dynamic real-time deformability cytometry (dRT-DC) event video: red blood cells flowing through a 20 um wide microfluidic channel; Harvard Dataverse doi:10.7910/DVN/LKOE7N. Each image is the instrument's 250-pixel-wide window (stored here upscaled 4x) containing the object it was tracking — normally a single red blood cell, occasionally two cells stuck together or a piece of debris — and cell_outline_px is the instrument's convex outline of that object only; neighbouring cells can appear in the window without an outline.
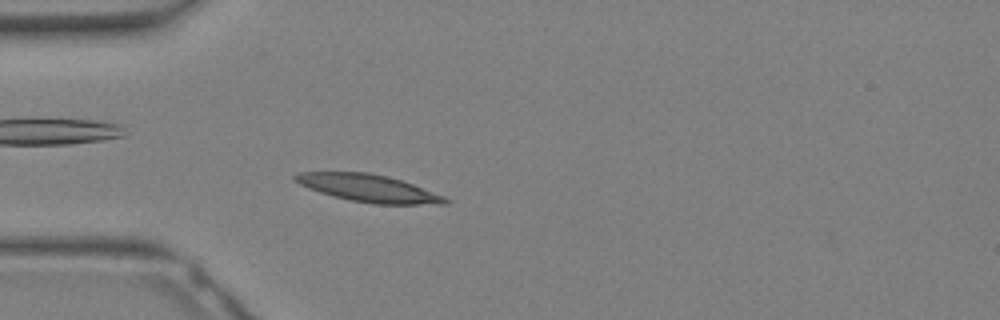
{"species": "Egyptian fruit bat (a non-hibernating species)", "species_latin": "Rousettus aegyptiacus", "temperature_condition": "warm", "stored_images_in_passage": 21, "camera_frame_rate_fps": 3000, "um_per_image_px": 0.085, "animal": {"sex": "female"}, "frame": {"image": 1, "passage_image": 7, "time_ms": 2.0, "image_size_px": [1000, 320], "cell_outline_px": [[452, 200], [448, 204], [376, 204], [352, 200], [332, 196], [308, 188], [292, 180], [292, 176], [300, 172], [368, 172], [400, 180], [412, 184], [444, 196]], "centroid_in_image_um": [31.31, 16.0], "position_along_channel_um": 53.7, "area_um2": 23.76}}
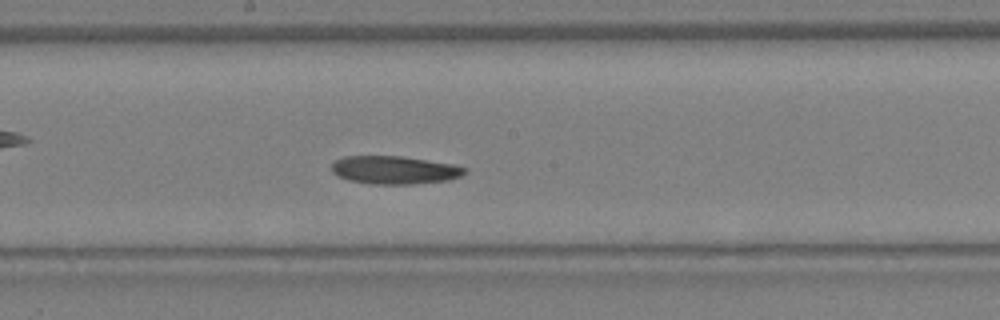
{"frame": {"image": 2, "passage_image": 15, "time_ms": 4.667, "image_size_px": [1000, 320], "cell_outline_px": [[468, 172], [460, 176], [448, 180], [412, 184], [372, 184], [348, 180], [336, 176], [332, 172], [332, 164], [336, 160], [344, 156], [400, 156], [452, 164], [468, 168]], "centroid_in_image_um": [33.52, 14.45], "position_along_channel_um": 214.7, "area_um2": 21.79}}
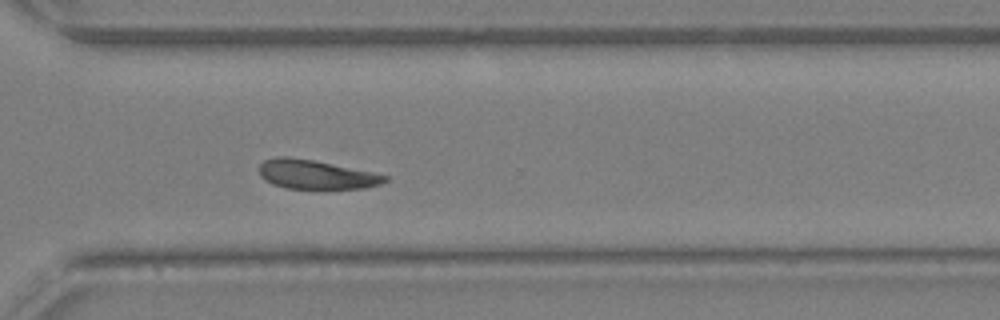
{"frame": {"image": 3, "passage_image": 21, "time_ms": 6.667, "image_size_px": [1000, 320], "cell_outline_px": [[388, 180], [380, 184], [364, 188], [320, 192], [316, 192], [288, 188], [272, 184], [264, 180], [260, 176], [260, 164], [264, 160], [276, 156], [288, 156], [312, 160], [372, 172], [388, 176]], "centroid_in_image_um": [26.85, 14.89], "position_along_channel_um": 343.7, "area_um2": 22.2}}